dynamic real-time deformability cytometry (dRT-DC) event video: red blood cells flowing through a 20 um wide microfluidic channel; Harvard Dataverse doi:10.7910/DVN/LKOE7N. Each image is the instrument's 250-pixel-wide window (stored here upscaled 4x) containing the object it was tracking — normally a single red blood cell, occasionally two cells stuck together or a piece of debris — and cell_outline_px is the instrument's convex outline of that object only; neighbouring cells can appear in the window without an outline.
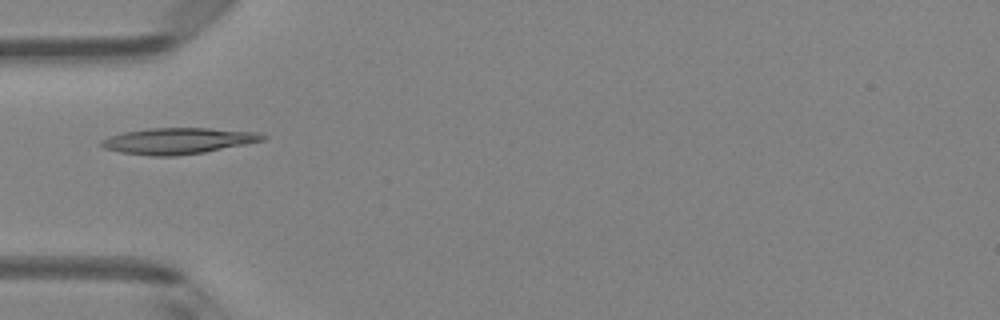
{"species": "Egyptian fruit bat (a non-hibernating species)", "species_latin": "Rousettus aegyptiacus", "temperature_condition": "room temperature", "stored_images_in_passage": 4, "camera_frame_rate_fps": 3000, "um_per_image_px": 0.085, "animal": {"sex": "female"}, "frame": {"image": 1, "passage_image": 4, "time_ms": 4.333, "image_size_px": [1000, 320], "cell_outline_px": [[268, 136], [264, 140], [204, 152], [176, 156], [152, 156], [120, 152], [104, 148], [100, 144], [100, 140], [124, 132], [148, 128], [208, 128], [256, 132]], "centroid_in_image_um": [15.12, 11.97], "position_along_channel_um": 69.9, "area_um2": 24.33}}